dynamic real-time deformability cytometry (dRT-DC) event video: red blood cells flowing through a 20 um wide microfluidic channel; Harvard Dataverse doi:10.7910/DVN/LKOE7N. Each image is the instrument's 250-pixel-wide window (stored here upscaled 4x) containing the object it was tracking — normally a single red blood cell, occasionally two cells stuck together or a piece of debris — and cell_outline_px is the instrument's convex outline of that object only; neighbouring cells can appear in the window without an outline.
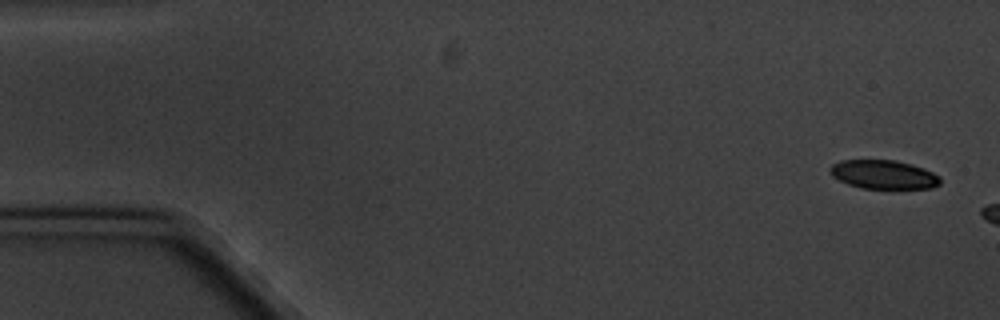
{"species": "common noctule bat (a hibernating species)", "species_latin": "Nyctalus noctula", "temperature_condition": "cold", "stored_images_in_passage": 3, "camera_frame_rate_fps": 3000, "um_per_image_px": 0.085, "animal": {"sex": "male", "body_mass_g": 20.1, "forearm_length_mm": 53.5}, "frame": {"image": 1, "passage_image": 1, "time_ms": 0.0, "image_size_px": [1000, 320], "cell_outline_px": [[940, 184], [932, 188], [892, 192], [860, 188], [848, 184], [832, 176], [828, 172], [828, 168], [832, 164], [840, 160], [896, 160], [924, 168], [940, 176]], "centroid_in_image_um": [75.13, 14.89], "position_along_channel_um": 9.9, "area_um2": 19.59}}